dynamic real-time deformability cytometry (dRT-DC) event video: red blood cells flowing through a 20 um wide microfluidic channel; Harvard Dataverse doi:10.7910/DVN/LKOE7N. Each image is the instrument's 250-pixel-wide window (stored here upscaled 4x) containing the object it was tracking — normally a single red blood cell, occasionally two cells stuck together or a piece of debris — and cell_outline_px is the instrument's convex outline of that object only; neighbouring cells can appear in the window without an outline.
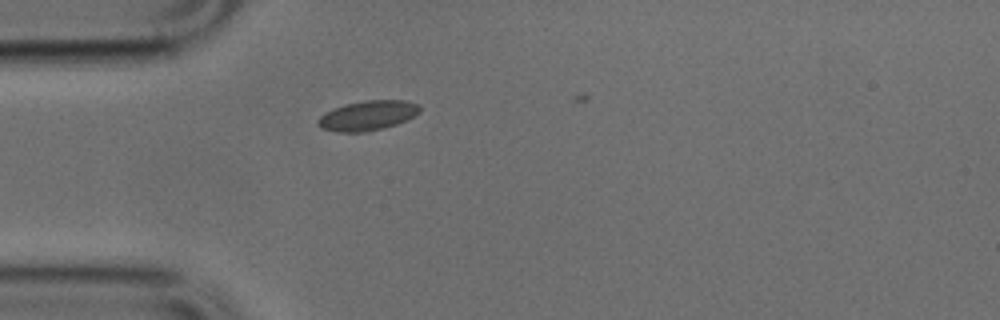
{"species": "common noctule bat (a hibernating species)", "species_latin": "Nyctalus noctula", "temperature_condition": "cold", "stored_images_in_passage": 10, "camera_frame_rate_fps": 3000, "um_per_image_px": 0.085, "animal": {"sex": "male", "body_mass_g": 17.9, "forearm_length_mm": 54.2}, "frame": {"image": 1, "passage_image": 6, "time_ms": 1.667, "image_size_px": [1000, 320], "cell_outline_px": [[420, 112], [396, 124], [364, 132], [336, 132], [320, 128], [316, 124], [316, 120], [324, 112], [344, 104], [364, 100], [404, 100], [420, 104]], "centroid_in_image_um": [31.19, 9.81], "position_along_channel_um": 53.8, "area_um2": 17.69}}